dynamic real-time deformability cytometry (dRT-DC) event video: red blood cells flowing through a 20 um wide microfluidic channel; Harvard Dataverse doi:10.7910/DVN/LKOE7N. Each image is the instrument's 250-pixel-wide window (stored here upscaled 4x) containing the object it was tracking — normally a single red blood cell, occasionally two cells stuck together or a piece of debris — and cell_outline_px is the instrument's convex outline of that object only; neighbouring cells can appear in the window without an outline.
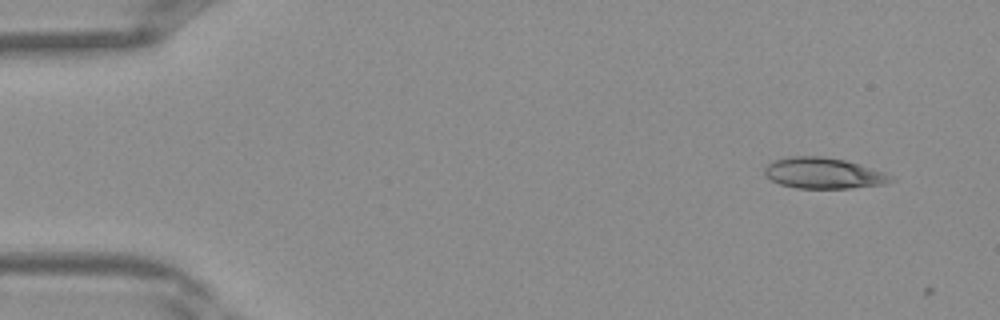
{"species": "Egyptian fruit bat (a non-hibernating species)", "species_latin": "Rousettus aegyptiacus", "temperature_condition": "warm", "stored_images_in_passage": 2, "camera_frame_rate_fps": 3000, "um_per_image_px": 0.085, "frame": {"image": 1, "passage_image": 1, "time_ms": 0.0, "image_size_px": [1000, 320], "cell_outline_px": [[896, 180], [884, 184], [848, 188], [796, 188], [780, 184], [764, 176], [764, 168], [772, 160], [788, 156], [820, 156], [844, 160], [860, 164], [884, 172], [892, 176]], "centroid_in_image_um": [69.97, 14.71], "position_along_channel_um": 15.0, "area_um2": 22.83}}